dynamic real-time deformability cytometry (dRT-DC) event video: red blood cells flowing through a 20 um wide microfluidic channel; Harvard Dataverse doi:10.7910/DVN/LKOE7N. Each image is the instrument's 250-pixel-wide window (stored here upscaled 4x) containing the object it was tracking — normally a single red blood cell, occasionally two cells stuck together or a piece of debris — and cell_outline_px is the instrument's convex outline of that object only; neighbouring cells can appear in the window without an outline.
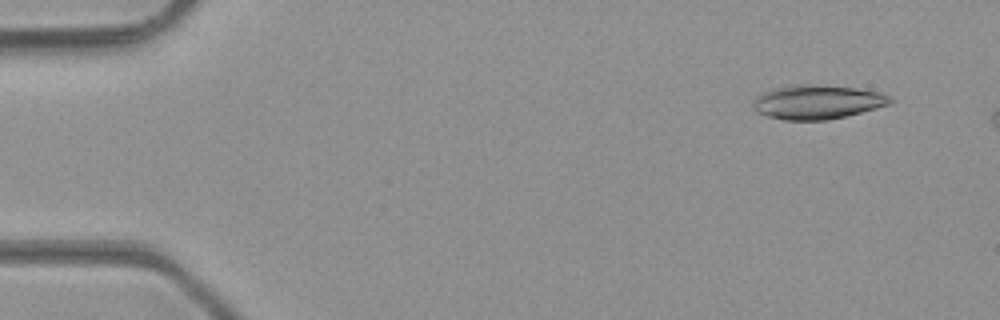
{"species": "common noctule bat (a hibernating species)", "species_latin": "Nyctalus noctula", "temperature_condition": "room temperature", "stored_images_in_passage": 13, "camera_frame_rate_fps": 3000, "um_per_image_px": 0.085, "animal": {"sex": "male", "body_mass_g": 23.1, "forearm_length_mm": 52.7}, "frame": {"image": 1, "passage_image": 4, "time_ms": 1.0, "image_size_px": [1000, 320], "cell_outline_px": [[892, 100], [888, 104], [876, 108], [828, 120], [784, 120], [768, 116], [756, 112], [752, 100], [756, 96], [764, 92], [776, 88], [856, 88], [880, 92], [888, 96]], "centroid_in_image_um": [69.45, 8.74], "position_along_channel_um": 15.5, "area_um2": 25.61}}